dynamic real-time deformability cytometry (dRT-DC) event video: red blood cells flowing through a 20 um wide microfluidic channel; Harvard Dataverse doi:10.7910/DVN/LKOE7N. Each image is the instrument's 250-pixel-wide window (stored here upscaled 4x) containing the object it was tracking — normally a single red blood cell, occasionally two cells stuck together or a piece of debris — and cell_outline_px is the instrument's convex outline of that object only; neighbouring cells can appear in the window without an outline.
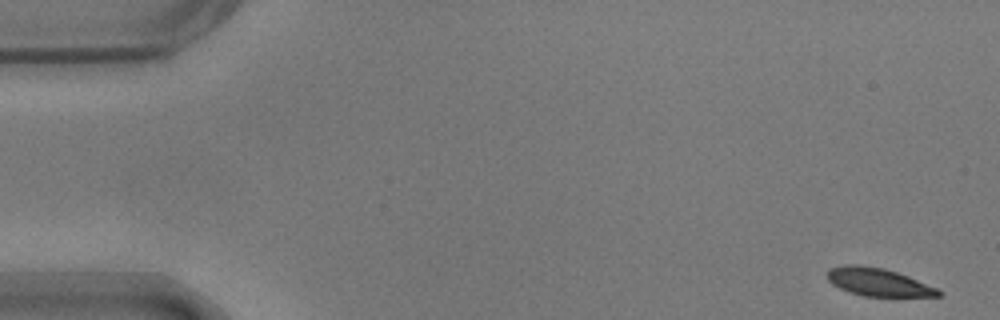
{"species": "common noctule bat (a hibernating species)", "species_latin": "Nyctalus noctula", "temperature_condition": "warm", "stored_images_in_passage": 54, "camera_frame_rate_fps": 3000, "um_per_image_px": 0.085, "animal": {"sex": "male", "body_mass_g": 17.9}, "frame": {"image": 1, "passage_image": 1, "time_ms": 0.0, "image_size_px": [1000, 320], "cell_outline_px": [[944, 292], [940, 296], [864, 296], [848, 292], [832, 284], [828, 280], [828, 268], [844, 264], [856, 264], [884, 268], [908, 276], [936, 288]], "centroid_in_image_um": [74.62, 23.97], "position_along_channel_um": 10.4, "area_um2": 18.03}}
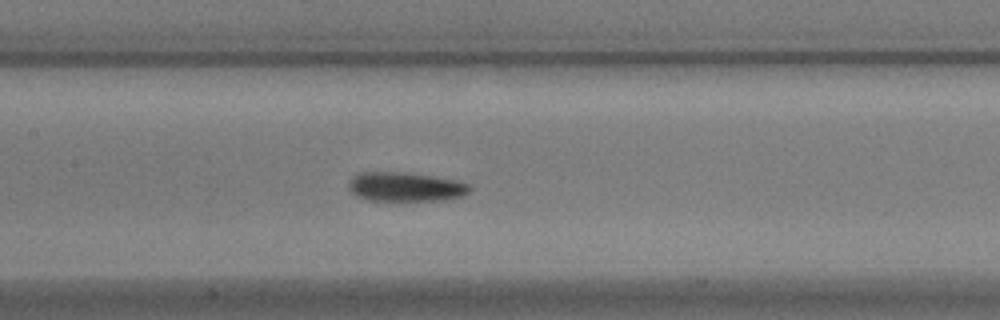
{"frame": {"image": 2, "passage_image": 25, "time_ms": 8.0, "image_size_px": [1000, 320], "cell_outline_px": [[472, 188], [464, 196], [444, 200], [368, 200], [356, 196], [348, 188], [348, 180], [352, 176], [360, 172], [408, 172], [456, 180], [468, 184]], "centroid_in_image_um": [34.44, 15.87], "position_along_channel_um": 173.0, "area_um2": 20.75}}
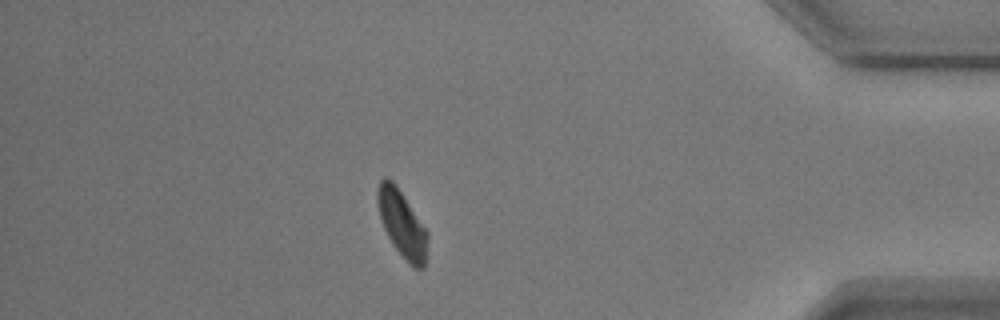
{"frame": {"image": 3, "passage_image": 47, "time_ms": 15.333, "image_size_px": [1000, 320], "cell_outline_px": [[428, 236], [424, 268], [412, 268], [392, 244], [380, 220], [376, 200], [376, 192], [380, 180], [384, 176], [392, 180], [396, 184], [428, 232]], "centroid_in_image_um": [34.15, 19.01], "position_along_channel_um": 401.1, "area_um2": 19.54}, "authors_computed_cell_mechanics": {"area_um2": 19.8543, "velocity_mm_per_s": 3.6536, "shape_relaxation_time_tau1_ms": 3.9517, "shape_relaxation_time_tau2_ms": null, "deformation_change_tau1": 0.1063, "deformation_change_tau2": null}}